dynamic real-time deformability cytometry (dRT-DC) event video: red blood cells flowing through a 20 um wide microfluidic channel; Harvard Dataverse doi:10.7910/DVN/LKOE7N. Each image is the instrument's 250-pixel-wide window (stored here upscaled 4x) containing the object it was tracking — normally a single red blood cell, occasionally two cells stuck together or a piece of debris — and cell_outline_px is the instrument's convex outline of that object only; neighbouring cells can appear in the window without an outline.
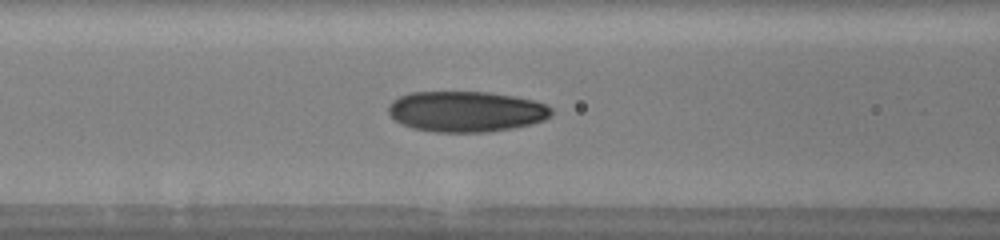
{"species": "human", "species_latin": "Homo sapiens", "temperature_condition": "warm", "stored_images_in_passage": 29, "camera_frame_rate_fps": 3000, "um_per_image_px": 0.085, "donor": {"sex": "male"}, "frame": {"image": 1, "passage_image": 5, "time_ms": 1.333, "image_size_px": [1000, 240], "cell_outline_px": [[552, 116], [544, 120], [512, 128], [488, 132], [436, 132], [412, 128], [396, 120], [388, 112], [388, 104], [392, 100], [400, 96], [412, 92], [488, 92], [512, 96], [532, 100], [544, 104], [552, 108]], "centroid_in_image_um": [39.61, 9.48], "position_along_channel_um": 127.0, "area_um2": 38.49}}